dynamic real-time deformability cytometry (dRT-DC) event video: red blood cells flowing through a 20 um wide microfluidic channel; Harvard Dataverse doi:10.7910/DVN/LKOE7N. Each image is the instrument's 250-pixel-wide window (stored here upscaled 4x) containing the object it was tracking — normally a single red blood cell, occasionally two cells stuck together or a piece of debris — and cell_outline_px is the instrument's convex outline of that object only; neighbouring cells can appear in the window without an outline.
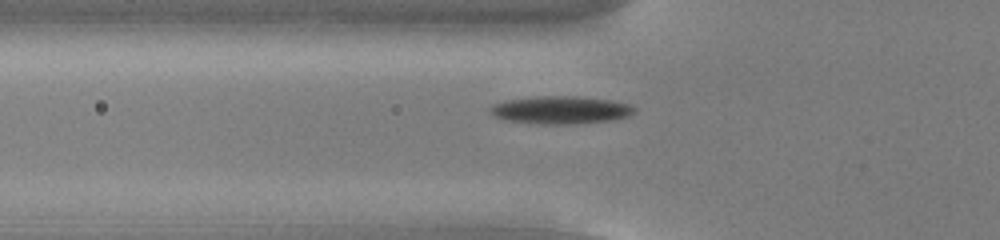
{"species": "common noctule bat (a hibernating species)", "species_latin": "Nyctalus noctula", "temperature_condition": "cold", "stored_images_in_passage": 51, "camera_frame_rate_fps": 3000, "um_per_image_px": 0.085, "animal": {"sex": "male", "body_mass_g": 13.0, "forearm_length_mm": 53.1}, "frame": {"image": 1, "passage_image": 16, "time_ms": 5.0, "image_size_px": [1000, 240], "cell_outline_px": [[636, 108], [628, 116], [612, 120], [572, 124], [540, 124], [508, 120], [496, 116], [488, 112], [492, 104], [508, 100], [536, 96], [576, 96], [608, 100], [628, 104]], "centroid_in_image_um": [47.63, 9.35], "position_along_channel_um": 78.2, "area_um2": 23.06}}
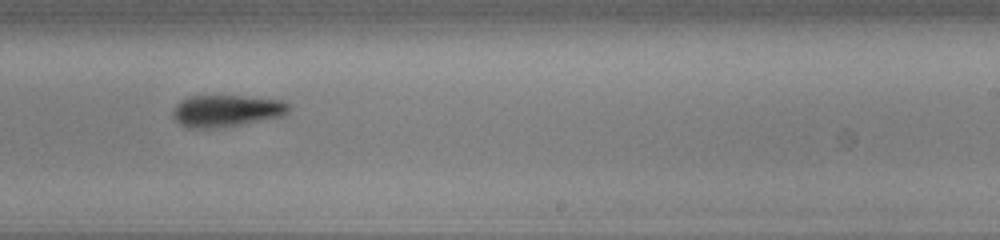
{"frame": {"image": 2, "passage_image": 31, "time_ms": 10.0, "image_size_px": [1000, 240], "cell_outline_px": [[292, 108], [284, 116], [224, 128], [192, 128], [180, 124], [172, 116], [172, 112], [176, 104], [180, 100], [188, 96], [244, 96], [280, 100], [292, 104]], "centroid_in_image_um": [19.28, 9.42], "position_along_channel_um": 269.7, "area_um2": 21.91}}
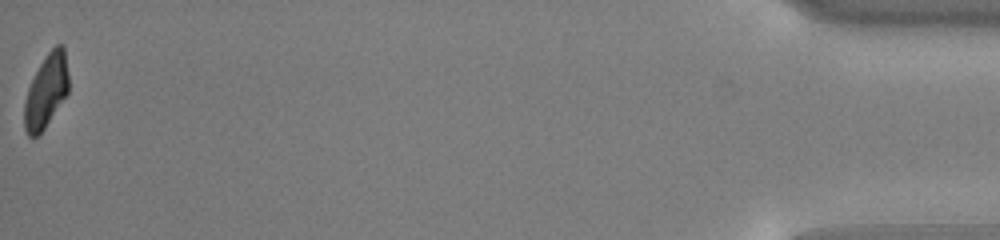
{"frame": {"image": 3, "passage_image": 51, "time_ms": 16.667, "image_size_px": [1000, 240], "cell_outline_px": [[68, 92], [44, 128], [36, 136], [28, 136], [24, 128], [24, 104], [28, 88], [40, 64], [48, 52], [56, 44], [64, 44], [68, 76]], "centroid_in_image_um": [3.92, 7.71], "position_along_channel_um": 431.3, "area_um2": 18.61}}